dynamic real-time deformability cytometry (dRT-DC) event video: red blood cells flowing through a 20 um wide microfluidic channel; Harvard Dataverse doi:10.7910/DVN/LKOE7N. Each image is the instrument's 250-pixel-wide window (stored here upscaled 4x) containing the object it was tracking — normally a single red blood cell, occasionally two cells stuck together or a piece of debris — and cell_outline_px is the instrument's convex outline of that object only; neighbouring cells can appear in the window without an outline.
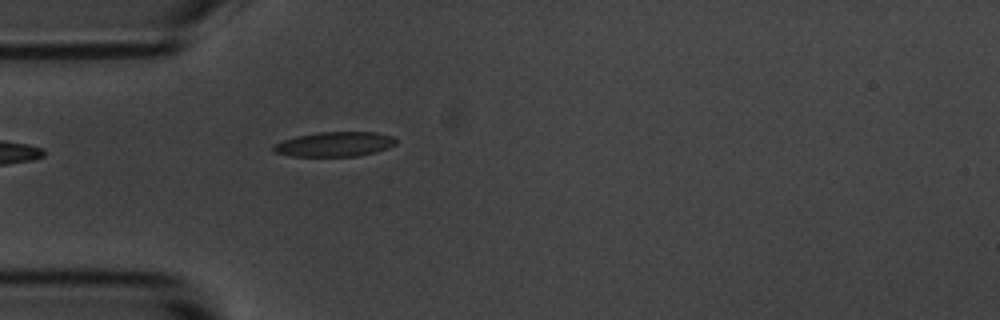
{"species": "common noctule bat (a hibernating species)", "species_latin": "Nyctalus noctula", "temperature_condition": "room temperature", "stored_images_in_passage": 6, "camera_frame_rate_fps": 3000, "um_per_image_px": 0.085, "animal": {"sex": "male", "body_mass_g": 20.1, "forearm_length_mm": 53.5}, "frame": {"image": 1, "passage_image": 6, "time_ms": 6.0, "image_size_px": [1000, 320], "cell_outline_px": [[396, 144], [388, 148], [356, 156], [292, 156], [276, 152], [272, 148], [272, 144], [296, 136], [316, 132], [376, 132], [392, 136], [396, 140]], "centroid_in_image_um": [28.43, 12.25], "position_along_channel_um": 56.6, "area_um2": 17.51}}